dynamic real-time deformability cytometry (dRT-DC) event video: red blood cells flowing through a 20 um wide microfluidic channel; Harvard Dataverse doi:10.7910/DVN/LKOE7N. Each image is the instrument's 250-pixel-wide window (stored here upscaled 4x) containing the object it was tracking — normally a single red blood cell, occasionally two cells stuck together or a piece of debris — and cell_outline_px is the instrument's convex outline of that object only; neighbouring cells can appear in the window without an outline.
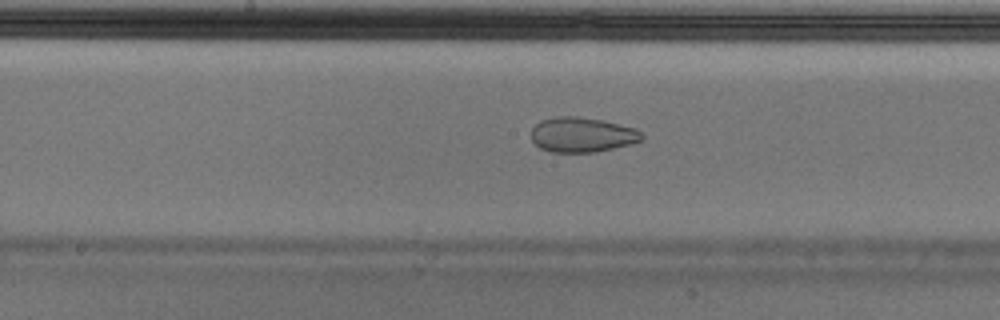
{"species": "Egyptian fruit bat (a non-hibernating species)", "species_latin": "Rousettus aegyptiacus", "temperature_condition": "cold", "stored_images_in_passage": 46, "camera_frame_rate_fps": 3000, "um_per_image_px": 0.085, "animal": {"sex": "male"}, "frame": {"image": 1, "passage_image": 20, "time_ms": 6.333, "image_size_px": [1000, 320], "cell_outline_px": [[644, 136], [640, 140], [628, 144], [596, 152], [552, 152], [540, 148], [532, 140], [532, 128], [540, 120], [556, 116], [576, 116], [604, 120], [636, 128]], "centroid_in_image_um": [49.46, 11.44], "position_along_channel_um": 198.7, "area_um2": 22.43}, "authors_computed_cell_mechanics": {"area_um2": 27.0504, "velocity_mm_per_s": 3.6847, "shape_relaxation_time_tau1_ms": null, "shape_relaxation_time_tau2_ms": 1.732, "deformation_change_tau1": null, "deformation_change_tau2": 0.066}}